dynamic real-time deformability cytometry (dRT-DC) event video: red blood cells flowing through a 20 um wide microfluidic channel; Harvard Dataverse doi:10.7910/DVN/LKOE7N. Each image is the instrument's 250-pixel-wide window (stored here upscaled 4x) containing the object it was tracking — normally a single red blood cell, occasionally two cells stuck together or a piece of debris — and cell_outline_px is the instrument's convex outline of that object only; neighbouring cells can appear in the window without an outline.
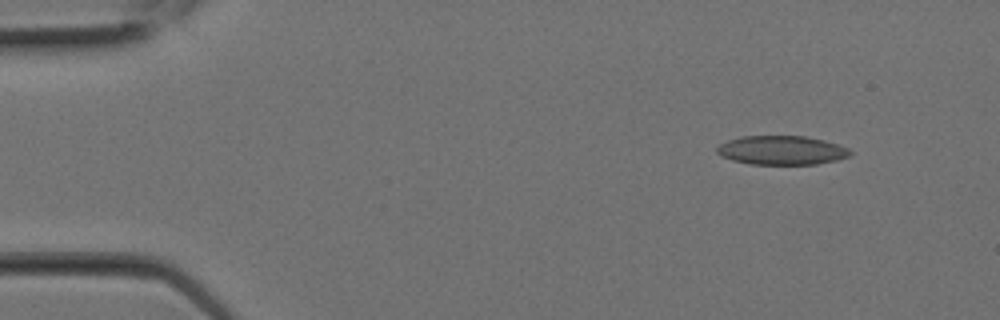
{"species": "Egyptian fruit bat (a non-hibernating species)", "species_latin": "Rousettus aegyptiacus", "temperature_condition": "room temperature", "stored_images_in_passage": 2, "camera_frame_rate_fps": 3000, "um_per_image_px": 0.085, "animal": {"sex": "female"}, "frame": {"image": 1, "passage_image": 2, "time_ms": 0.333, "image_size_px": [1000, 320], "cell_outline_px": [[852, 152], [848, 156], [836, 160], [816, 164], [752, 164], [732, 160], [720, 156], [716, 152], [716, 148], [720, 144], [728, 140], [744, 136], [808, 136], [824, 140], [848, 148]], "centroid_in_image_um": [66.42, 12.77], "position_along_channel_um": 18.6, "area_um2": 22.43}}